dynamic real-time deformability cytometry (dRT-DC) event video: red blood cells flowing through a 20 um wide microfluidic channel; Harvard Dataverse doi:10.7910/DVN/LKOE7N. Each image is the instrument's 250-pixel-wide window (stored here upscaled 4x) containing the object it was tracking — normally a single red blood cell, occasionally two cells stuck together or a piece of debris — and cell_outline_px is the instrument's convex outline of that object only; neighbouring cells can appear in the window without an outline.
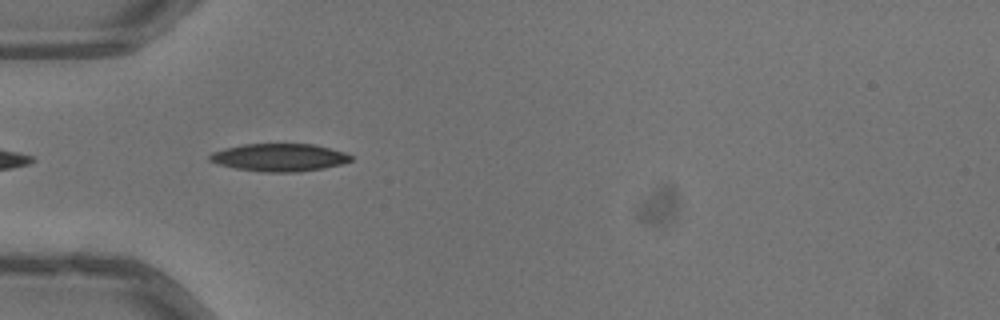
{"species": "common noctule bat (a hibernating species)", "species_latin": "Nyctalus noctula", "temperature_condition": "warm", "stored_images_in_passage": 13, "camera_frame_rate_fps": 3000, "um_per_image_px": 0.085, "animal": {"sex": "male", "body_mass_g": 13.3}, "frame": {"image": 1, "passage_image": 1, "time_ms": 0.0, "image_size_px": [1000, 320], "cell_outline_px": [[352, 160], [340, 164], [324, 168], [296, 172], [264, 172], [236, 168], [220, 164], [208, 160], [208, 156], [212, 152], [224, 148], [244, 144], [312, 144], [344, 152], [352, 156]], "centroid_in_image_um": [23.72, 13.38], "position_along_channel_um": 61.3, "area_um2": 22.6}}
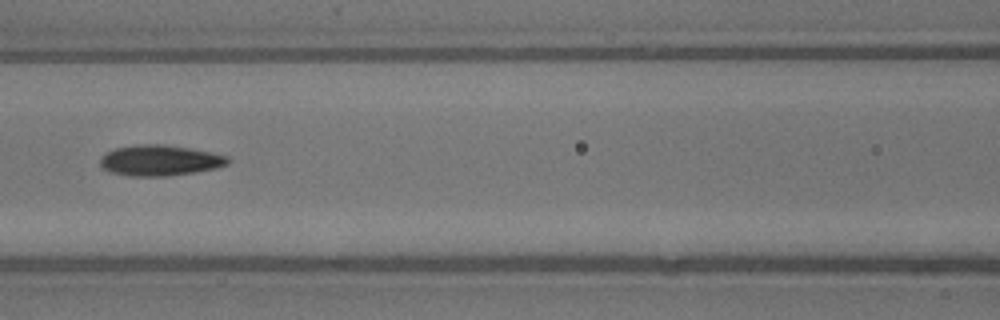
{"frame": {"image": 2, "passage_image": 8, "time_ms": 2.333, "image_size_px": [1000, 320], "cell_outline_px": [[228, 164], [216, 168], [168, 176], [128, 176], [112, 172], [104, 168], [100, 164], [100, 160], [108, 152], [116, 148], [136, 144], [164, 144], [188, 148], [228, 156]], "centroid_in_image_um": [13.58, 13.63], "position_along_channel_um": 153.0, "area_um2": 22.48}}
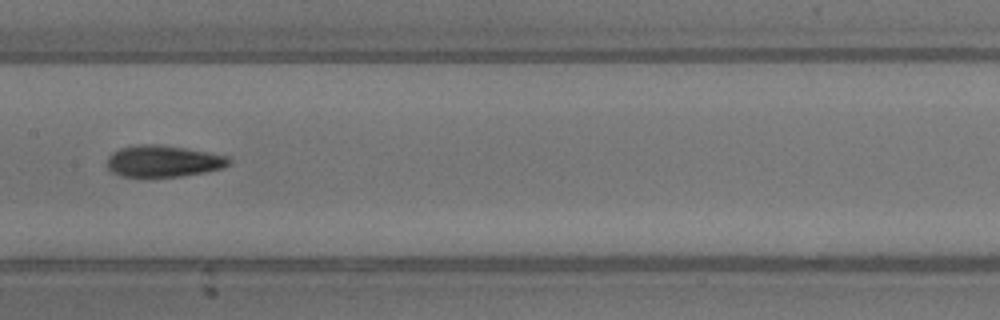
{"frame": {"image": 3, "passage_image": 11, "time_ms": 3.333, "image_size_px": [1000, 320], "cell_outline_px": [[232, 160], [224, 168], [204, 172], [180, 176], [120, 176], [112, 172], [108, 168], [108, 156], [112, 152], [120, 148], [136, 144], [160, 144], [208, 152], [228, 156]], "centroid_in_image_um": [13.88, 13.68], "position_along_channel_um": 193.5, "area_um2": 22.37}}